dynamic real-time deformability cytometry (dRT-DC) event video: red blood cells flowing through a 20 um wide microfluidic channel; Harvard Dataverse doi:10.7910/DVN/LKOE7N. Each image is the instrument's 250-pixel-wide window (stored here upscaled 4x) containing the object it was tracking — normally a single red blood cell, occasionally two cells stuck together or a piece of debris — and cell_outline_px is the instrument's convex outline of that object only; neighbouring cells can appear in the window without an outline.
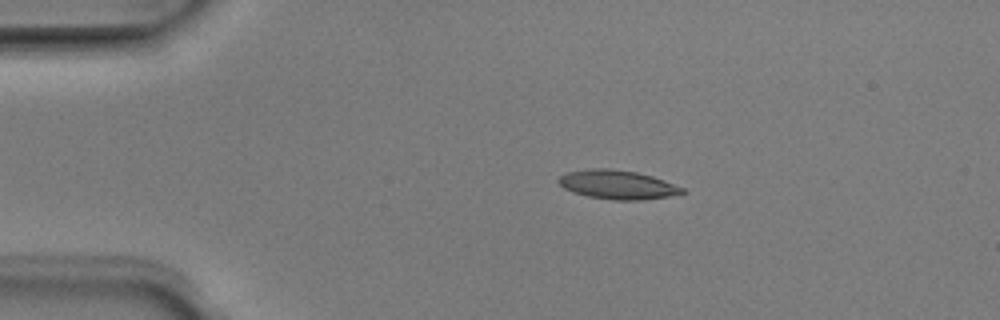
{"species": "Egyptian fruit bat (a non-hibernating species)", "species_latin": "Rousettus aegyptiacus", "temperature_condition": "room temperature", "stored_images_in_passage": 4, "camera_frame_rate_fps": 3000, "um_per_image_px": 0.085, "animal": {"sex": "male"}, "frame": {"image": 1, "passage_image": 3, "time_ms": 0.667, "image_size_px": [1000, 320], "cell_outline_px": [[688, 192], [668, 196], [640, 200], [612, 200], [588, 196], [572, 192], [564, 188], [556, 180], [564, 172], [588, 168], [608, 168], [636, 172], [652, 176], [664, 180], [684, 188]], "centroid_in_image_um": [52.45, 15.69], "position_along_channel_um": 32.5, "area_um2": 20.98}}